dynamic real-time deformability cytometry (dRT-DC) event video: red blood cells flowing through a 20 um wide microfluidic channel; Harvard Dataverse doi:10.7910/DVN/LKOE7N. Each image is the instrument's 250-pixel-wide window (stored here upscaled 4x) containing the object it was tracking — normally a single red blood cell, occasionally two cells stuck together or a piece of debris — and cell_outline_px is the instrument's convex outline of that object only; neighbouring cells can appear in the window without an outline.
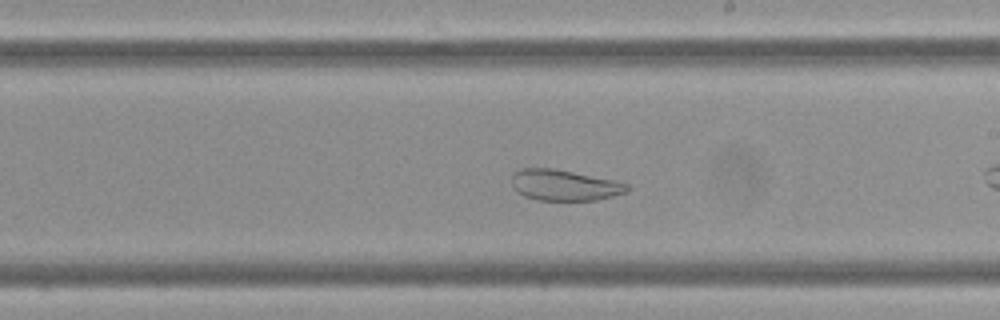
{"species": "Egyptian fruit bat (a non-hibernating species)", "species_latin": "Rousettus aegyptiacus", "temperature_condition": "cold", "stored_images_in_passage": 20, "camera_frame_rate_fps": 3000, "um_per_image_px": 0.085, "frame": {"image": 1, "passage_image": 15, "time_ms": 4.667, "image_size_px": [1000, 320], "cell_outline_px": [[632, 188], [628, 192], [596, 200], [536, 200], [524, 196], [516, 192], [512, 184], [512, 176], [520, 168], [556, 168], [616, 180], [628, 184]], "centroid_in_image_um": [48.0, 15.73], "position_along_channel_um": 241.0, "area_um2": 21.1}}